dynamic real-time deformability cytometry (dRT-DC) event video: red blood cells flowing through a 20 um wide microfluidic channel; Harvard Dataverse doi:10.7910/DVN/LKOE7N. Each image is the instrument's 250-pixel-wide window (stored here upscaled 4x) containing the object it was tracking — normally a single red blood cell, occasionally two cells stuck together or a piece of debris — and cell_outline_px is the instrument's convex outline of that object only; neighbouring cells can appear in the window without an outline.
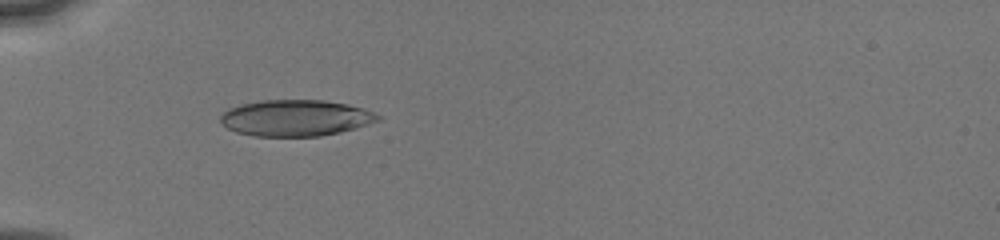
{"species": "human", "species_latin": "Homo sapiens", "temperature_condition": "cold", "stored_images_in_passage": 41, "camera_frame_rate_fps": 3000, "um_per_image_px": 0.085, "donor": {"sex": "male"}, "frame": {"image": 1, "passage_image": 1, "time_ms": 0.0, "image_size_px": [1000, 240], "cell_outline_px": [[384, 116], [380, 120], [356, 128], [340, 132], [320, 136], [252, 136], [236, 132], [220, 124], [220, 116], [228, 108], [240, 104], [260, 100], [324, 100], [348, 104], [364, 108]], "centroid_in_image_um": [25.14, 10.02], "position_along_channel_um": 59.9, "area_um2": 33.64}}
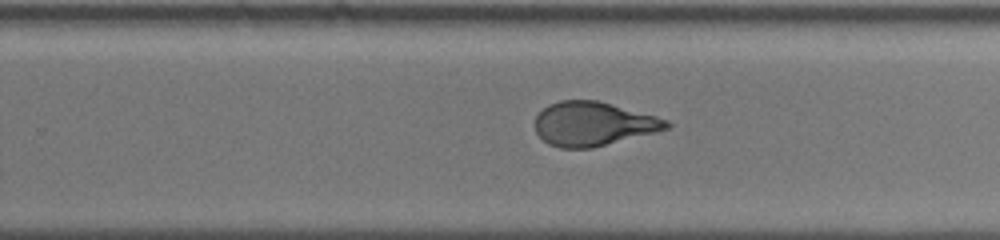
{"frame": {"image": 2, "passage_image": 18, "time_ms": 5.667, "image_size_px": [1000, 240], "cell_outline_px": [[672, 124], [668, 128], [656, 132], [592, 148], [560, 148], [548, 144], [536, 132], [536, 116], [548, 104], [560, 100], [596, 100], [656, 116], [668, 120]], "centroid_in_image_um": [50.42, 10.53], "position_along_channel_um": 279.4, "area_um2": 33.52}}
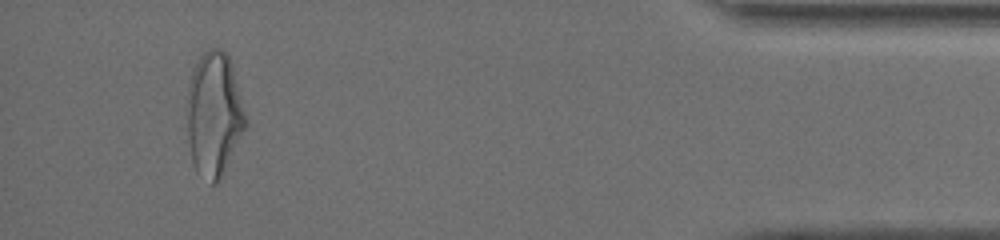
{"frame": {"image": 3, "passage_image": 37, "time_ms": 10.333, "image_size_px": [1000, 240], "cell_outline_px": [[248, 124], [216, 184], [212, 184], [196, 172], [192, 160], [188, 140], [184, 112], [188, 84], [192, 68], [200, 56], [208, 48], [220, 48], [228, 56], [232, 64], [248, 120]], "centroid_in_image_um": [18.16, 9.67], "position_along_channel_um": 417.0, "area_um2": 43.12}, "authors_computed_cell_mechanics": {"area_um2": 34.6222, "velocity_mm_per_s": 4.0824, "shape_relaxation_time_tau1_ms": 6.5529, "shape_relaxation_time_tau2_ms": null, "deformation_change_tau1": 0.1926, "deformation_change_tau2": null}}